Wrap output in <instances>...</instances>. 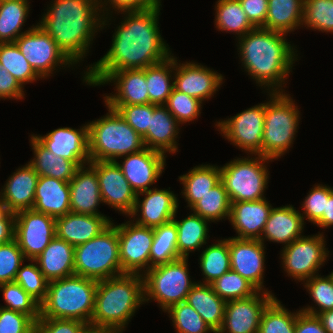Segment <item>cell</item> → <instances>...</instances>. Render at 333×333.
<instances>
[{"mask_svg": "<svg viewBox=\"0 0 333 333\" xmlns=\"http://www.w3.org/2000/svg\"><path fill=\"white\" fill-rule=\"evenodd\" d=\"M160 6L161 1L145 10L121 13L126 17L115 29L109 51L84 72L87 85L99 86L114 71L144 69L171 56L158 27Z\"/></svg>", "mask_w": 333, "mask_h": 333, "instance_id": "cell-1", "label": "cell"}, {"mask_svg": "<svg viewBox=\"0 0 333 333\" xmlns=\"http://www.w3.org/2000/svg\"><path fill=\"white\" fill-rule=\"evenodd\" d=\"M52 2L38 24L51 36L67 58L73 64H78L89 52L97 30L103 29L99 1L52 0Z\"/></svg>", "mask_w": 333, "mask_h": 333, "instance_id": "cell-2", "label": "cell"}, {"mask_svg": "<svg viewBox=\"0 0 333 333\" xmlns=\"http://www.w3.org/2000/svg\"><path fill=\"white\" fill-rule=\"evenodd\" d=\"M238 52L245 71L256 84L270 92H283L282 84L298 56L296 46L286 40V34L256 27L238 39ZM284 82V83H283ZM271 88V89H270Z\"/></svg>", "mask_w": 333, "mask_h": 333, "instance_id": "cell-3", "label": "cell"}, {"mask_svg": "<svg viewBox=\"0 0 333 333\" xmlns=\"http://www.w3.org/2000/svg\"><path fill=\"white\" fill-rule=\"evenodd\" d=\"M143 302V275L124 273L100 280L90 324L113 328L122 333Z\"/></svg>", "mask_w": 333, "mask_h": 333, "instance_id": "cell-4", "label": "cell"}, {"mask_svg": "<svg viewBox=\"0 0 333 333\" xmlns=\"http://www.w3.org/2000/svg\"><path fill=\"white\" fill-rule=\"evenodd\" d=\"M97 283L76 274L48 282L39 318L75 319L90 324Z\"/></svg>", "mask_w": 333, "mask_h": 333, "instance_id": "cell-5", "label": "cell"}, {"mask_svg": "<svg viewBox=\"0 0 333 333\" xmlns=\"http://www.w3.org/2000/svg\"><path fill=\"white\" fill-rule=\"evenodd\" d=\"M108 113L88 124L90 161H117V158L145 148L143 138L110 107Z\"/></svg>", "mask_w": 333, "mask_h": 333, "instance_id": "cell-6", "label": "cell"}, {"mask_svg": "<svg viewBox=\"0 0 333 333\" xmlns=\"http://www.w3.org/2000/svg\"><path fill=\"white\" fill-rule=\"evenodd\" d=\"M268 95L270 100L265 103L262 156L276 160L292 147L300 112L289 94L270 92Z\"/></svg>", "mask_w": 333, "mask_h": 333, "instance_id": "cell-7", "label": "cell"}, {"mask_svg": "<svg viewBox=\"0 0 333 333\" xmlns=\"http://www.w3.org/2000/svg\"><path fill=\"white\" fill-rule=\"evenodd\" d=\"M117 228L111 224L100 235L74 250L76 275L96 281L122 275Z\"/></svg>", "mask_w": 333, "mask_h": 333, "instance_id": "cell-8", "label": "cell"}, {"mask_svg": "<svg viewBox=\"0 0 333 333\" xmlns=\"http://www.w3.org/2000/svg\"><path fill=\"white\" fill-rule=\"evenodd\" d=\"M144 302L156 301L163 311L185 302L190 289L197 283L190 279L187 258L151 267L145 274Z\"/></svg>", "mask_w": 333, "mask_h": 333, "instance_id": "cell-9", "label": "cell"}, {"mask_svg": "<svg viewBox=\"0 0 333 333\" xmlns=\"http://www.w3.org/2000/svg\"><path fill=\"white\" fill-rule=\"evenodd\" d=\"M270 158L257 157L237 158L220 167L221 181L231 203L240 201H257L264 199L268 184V169L265 162Z\"/></svg>", "mask_w": 333, "mask_h": 333, "instance_id": "cell-10", "label": "cell"}, {"mask_svg": "<svg viewBox=\"0 0 333 333\" xmlns=\"http://www.w3.org/2000/svg\"><path fill=\"white\" fill-rule=\"evenodd\" d=\"M324 234L301 236L281 250L282 265L288 276L303 283L318 275L329 255Z\"/></svg>", "mask_w": 333, "mask_h": 333, "instance_id": "cell-11", "label": "cell"}, {"mask_svg": "<svg viewBox=\"0 0 333 333\" xmlns=\"http://www.w3.org/2000/svg\"><path fill=\"white\" fill-rule=\"evenodd\" d=\"M15 43L34 71L43 79L51 76L57 66H74L38 23L20 35Z\"/></svg>", "mask_w": 333, "mask_h": 333, "instance_id": "cell-12", "label": "cell"}, {"mask_svg": "<svg viewBox=\"0 0 333 333\" xmlns=\"http://www.w3.org/2000/svg\"><path fill=\"white\" fill-rule=\"evenodd\" d=\"M112 224L118 231L122 273L145 274L150 269L154 229L134 223V220L119 225Z\"/></svg>", "mask_w": 333, "mask_h": 333, "instance_id": "cell-13", "label": "cell"}, {"mask_svg": "<svg viewBox=\"0 0 333 333\" xmlns=\"http://www.w3.org/2000/svg\"><path fill=\"white\" fill-rule=\"evenodd\" d=\"M231 117L217 121L215 125L222 136L248 154L262 156L265 103L252 106Z\"/></svg>", "mask_w": 333, "mask_h": 333, "instance_id": "cell-14", "label": "cell"}, {"mask_svg": "<svg viewBox=\"0 0 333 333\" xmlns=\"http://www.w3.org/2000/svg\"><path fill=\"white\" fill-rule=\"evenodd\" d=\"M56 236V218L33 209L15 213V240L27 260H35Z\"/></svg>", "mask_w": 333, "mask_h": 333, "instance_id": "cell-15", "label": "cell"}, {"mask_svg": "<svg viewBox=\"0 0 333 333\" xmlns=\"http://www.w3.org/2000/svg\"><path fill=\"white\" fill-rule=\"evenodd\" d=\"M89 164L96 170L102 203L129 216L134 209L137 194L121 168L115 161H90Z\"/></svg>", "mask_w": 333, "mask_h": 333, "instance_id": "cell-16", "label": "cell"}, {"mask_svg": "<svg viewBox=\"0 0 333 333\" xmlns=\"http://www.w3.org/2000/svg\"><path fill=\"white\" fill-rule=\"evenodd\" d=\"M274 297L271 292L258 291L251 297L228 301L217 333H258L263 310Z\"/></svg>", "mask_w": 333, "mask_h": 333, "instance_id": "cell-17", "label": "cell"}, {"mask_svg": "<svg viewBox=\"0 0 333 333\" xmlns=\"http://www.w3.org/2000/svg\"><path fill=\"white\" fill-rule=\"evenodd\" d=\"M231 270L252 283L259 291L270 292L264 288V244L260 240L228 238Z\"/></svg>", "mask_w": 333, "mask_h": 333, "instance_id": "cell-18", "label": "cell"}, {"mask_svg": "<svg viewBox=\"0 0 333 333\" xmlns=\"http://www.w3.org/2000/svg\"><path fill=\"white\" fill-rule=\"evenodd\" d=\"M167 155L145 147L144 149L122 156L124 161H115L136 194L149 190L157 182L165 169Z\"/></svg>", "mask_w": 333, "mask_h": 333, "instance_id": "cell-19", "label": "cell"}, {"mask_svg": "<svg viewBox=\"0 0 333 333\" xmlns=\"http://www.w3.org/2000/svg\"><path fill=\"white\" fill-rule=\"evenodd\" d=\"M174 89L203 102L212 98L222 85L223 76L194 62L178 63L174 57Z\"/></svg>", "mask_w": 333, "mask_h": 333, "instance_id": "cell-20", "label": "cell"}, {"mask_svg": "<svg viewBox=\"0 0 333 333\" xmlns=\"http://www.w3.org/2000/svg\"><path fill=\"white\" fill-rule=\"evenodd\" d=\"M140 195H145L144 199L141 200ZM178 201L176 194L170 191V187L169 190L153 188L140 192L137 194L134 209L129 215L130 219L135 218L140 212L138 218L134 219V222L139 225L155 228L167 224L178 212Z\"/></svg>", "mask_w": 333, "mask_h": 333, "instance_id": "cell-21", "label": "cell"}, {"mask_svg": "<svg viewBox=\"0 0 333 333\" xmlns=\"http://www.w3.org/2000/svg\"><path fill=\"white\" fill-rule=\"evenodd\" d=\"M33 136L54 155L70 160L78 167L90 162L88 124L80 129L61 127L45 136Z\"/></svg>", "mask_w": 333, "mask_h": 333, "instance_id": "cell-22", "label": "cell"}, {"mask_svg": "<svg viewBox=\"0 0 333 333\" xmlns=\"http://www.w3.org/2000/svg\"><path fill=\"white\" fill-rule=\"evenodd\" d=\"M109 82H115L116 93L104 97L106 105L150 104L146 68L114 71L99 86Z\"/></svg>", "mask_w": 333, "mask_h": 333, "instance_id": "cell-23", "label": "cell"}, {"mask_svg": "<svg viewBox=\"0 0 333 333\" xmlns=\"http://www.w3.org/2000/svg\"><path fill=\"white\" fill-rule=\"evenodd\" d=\"M79 167L69 181L70 209L72 213L83 215H102L98 206L102 203L96 170L88 164Z\"/></svg>", "mask_w": 333, "mask_h": 333, "instance_id": "cell-24", "label": "cell"}, {"mask_svg": "<svg viewBox=\"0 0 333 333\" xmlns=\"http://www.w3.org/2000/svg\"><path fill=\"white\" fill-rule=\"evenodd\" d=\"M272 208L266 198L231 203L229 221L238 233L235 237L260 240Z\"/></svg>", "mask_w": 333, "mask_h": 333, "instance_id": "cell-25", "label": "cell"}, {"mask_svg": "<svg viewBox=\"0 0 333 333\" xmlns=\"http://www.w3.org/2000/svg\"><path fill=\"white\" fill-rule=\"evenodd\" d=\"M111 224L106 216L70 212L56 218V236L76 247L100 235Z\"/></svg>", "mask_w": 333, "mask_h": 333, "instance_id": "cell-26", "label": "cell"}, {"mask_svg": "<svg viewBox=\"0 0 333 333\" xmlns=\"http://www.w3.org/2000/svg\"><path fill=\"white\" fill-rule=\"evenodd\" d=\"M38 179L29 163L16 169L1 190L4 209L13 213L32 209Z\"/></svg>", "mask_w": 333, "mask_h": 333, "instance_id": "cell-27", "label": "cell"}, {"mask_svg": "<svg viewBox=\"0 0 333 333\" xmlns=\"http://www.w3.org/2000/svg\"><path fill=\"white\" fill-rule=\"evenodd\" d=\"M304 220L299 210L292 205L272 208L264 226L260 241L284 243V247L302 236Z\"/></svg>", "mask_w": 333, "mask_h": 333, "instance_id": "cell-28", "label": "cell"}, {"mask_svg": "<svg viewBox=\"0 0 333 333\" xmlns=\"http://www.w3.org/2000/svg\"><path fill=\"white\" fill-rule=\"evenodd\" d=\"M180 124L168 111L165 105L153 104V114L150 115V126L142 137L145 147L159 151L163 154L176 153Z\"/></svg>", "mask_w": 333, "mask_h": 333, "instance_id": "cell-29", "label": "cell"}, {"mask_svg": "<svg viewBox=\"0 0 333 333\" xmlns=\"http://www.w3.org/2000/svg\"><path fill=\"white\" fill-rule=\"evenodd\" d=\"M32 209L54 218L70 213L69 182L48 176H39Z\"/></svg>", "mask_w": 333, "mask_h": 333, "instance_id": "cell-30", "label": "cell"}, {"mask_svg": "<svg viewBox=\"0 0 333 333\" xmlns=\"http://www.w3.org/2000/svg\"><path fill=\"white\" fill-rule=\"evenodd\" d=\"M74 250V246L55 236L35 259L48 282L75 274Z\"/></svg>", "mask_w": 333, "mask_h": 333, "instance_id": "cell-31", "label": "cell"}, {"mask_svg": "<svg viewBox=\"0 0 333 333\" xmlns=\"http://www.w3.org/2000/svg\"><path fill=\"white\" fill-rule=\"evenodd\" d=\"M186 302L191 305L209 327L217 333L222 326L226 301L220 298L211 284L196 283L187 295Z\"/></svg>", "mask_w": 333, "mask_h": 333, "instance_id": "cell-32", "label": "cell"}, {"mask_svg": "<svg viewBox=\"0 0 333 333\" xmlns=\"http://www.w3.org/2000/svg\"><path fill=\"white\" fill-rule=\"evenodd\" d=\"M30 143L34 157L28 162L39 176H48L69 182L79 168L74 162L54 155L33 135Z\"/></svg>", "mask_w": 333, "mask_h": 333, "instance_id": "cell-33", "label": "cell"}, {"mask_svg": "<svg viewBox=\"0 0 333 333\" xmlns=\"http://www.w3.org/2000/svg\"><path fill=\"white\" fill-rule=\"evenodd\" d=\"M304 0H268V13L262 28L284 34L302 27Z\"/></svg>", "mask_w": 333, "mask_h": 333, "instance_id": "cell-34", "label": "cell"}, {"mask_svg": "<svg viewBox=\"0 0 333 333\" xmlns=\"http://www.w3.org/2000/svg\"><path fill=\"white\" fill-rule=\"evenodd\" d=\"M179 181L183 185L181 193L188 202L187 207L191 208L221 181L220 167L208 164L195 166L188 173L180 176Z\"/></svg>", "mask_w": 333, "mask_h": 333, "instance_id": "cell-35", "label": "cell"}, {"mask_svg": "<svg viewBox=\"0 0 333 333\" xmlns=\"http://www.w3.org/2000/svg\"><path fill=\"white\" fill-rule=\"evenodd\" d=\"M176 215L172 221L177 227V251L180 258L188 259L190 252L199 250L207 243L209 221L195 213L178 221Z\"/></svg>", "mask_w": 333, "mask_h": 333, "instance_id": "cell-36", "label": "cell"}, {"mask_svg": "<svg viewBox=\"0 0 333 333\" xmlns=\"http://www.w3.org/2000/svg\"><path fill=\"white\" fill-rule=\"evenodd\" d=\"M28 0H0V43L15 42L22 35L29 13Z\"/></svg>", "mask_w": 333, "mask_h": 333, "instance_id": "cell-37", "label": "cell"}, {"mask_svg": "<svg viewBox=\"0 0 333 333\" xmlns=\"http://www.w3.org/2000/svg\"><path fill=\"white\" fill-rule=\"evenodd\" d=\"M174 56L146 68V82L151 104L165 105L174 88ZM173 77V78H172ZM171 80V81H170Z\"/></svg>", "mask_w": 333, "mask_h": 333, "instance_id": "cell-38", "label": "cell"}, {"mask_svg": "<svg viewBox=\"0 0 333 333\" xmlns=\"http://www.w3.org/2000/svg\"><path fill=\"white\" fill-rule=\"evenodd\" d=\"M215 10V25L219 31L233 32L239 39L255 28L239 0H217Z\"/></svg>", "mask_w": 333, "mask_h": 333, "instance_id": "cell-39", "label": "cell"}, {"mask_svg": "<svg viewBox=\"0 0 333 333\" xmlns=\"http://www.w3.org/2000/svg\"><path fill=\"white\" fill-rule=\"evenodd\" d=\"M199 259L205 278L203 284H211L231 269L228 239L218 240L217 243L207 246Z\"/></svg>", "mask_w": 333, "mask_h": 333, "instance_id": "cell-40", "label": "cell"}, {"mask_svg": "<svg viewBox=\"0 0 333 333\" xmlns=\"http://www.w3.org/2000/svg\"><path fill=\"white\" fill-rule=\"evenodd\" d=\"M230 208L231 202L227 191L225 190L222 181H220L190 209L193 213L199 215L205 220L215 222L224 218L226 219V217L229 220Z\"/></svg>", "mask_w": 333, "mask_h": 333, "instance_id": "cell-41", "label": "cell"}, {"mask_svg": "<svg viewBox=\"0 0 333 333\" xmlns=\"http://www.w3.org/2000/svg\"><path fill=\"white\" fill-rule=\"evenodd\" d=\"M150 252V268L180 259L177 251V227L173 221L155 227Z\"/></svg>", "mask_w": 333, "mask_h": 333, "instance_id": "cell-42", "label": "cell"}, {"mask_svg": "<svg viewBox=\"0 0 333 333\" xmlns=\"http://www.w3.org/2000/svg\"><path fill=\"white\" fill-rule=\"evenodd\" d=\"M297 312L288 311L274 297L264 308L258 333H295Z\"/></svg>", "mask_w": 333, "mask_h": 333, "instance_id": "cell-43", "label": "cell"}, {"mask_svg": "<svg viewBox=\"0 0 333 333\" xmlns=\"http://www.w3.org/2000/svg\"><path fill=\"white\" fill-rule=\"evenodd\" d=\"M0 63L24 87L41 77L34 71L15 42L0 43Z\"/></svg>", "mask_w": 333, "mask_h": 333, "instance_id": "cell-44", "label": "cell"}, {"mask_svg": "<svg viewBox=\"0 0 333 333\" xmlns=\"http://www.w3.org/2000/svg\"><path fill=\"white\" fill-rule=\"evenodd\" d=\"M214 292L228 302L255 295L259 290L237 272L229 270L211 283Z\"/></svg>", "mask_w": 333, "mask_h": 333, "instance_id": "cell-45", "label": "cell"}, {"mask_svg": "<svg viewBox=\"0 0 333 333\" xmlns=\"http://www.w3.org/2000/svg\"><path fill=\"white\" fill-rule=\"evenodd\" d=\"M164 312H168L177 333H215L186 301L176 303Z\"/></svg>", "mask_w": 333, "mask_h": 333, "instance_id": "cell-46", "label": "cell"}, {"mask_svg": "<svg viewBox=\"0 0 333 333\" xmlns=\"http://www.w3.org/2000/svg\"><path fill=\"white\" fill-rule=\"evenodd\" d=\"M320 276L319 274L315 275L304 283V287L306 290L308 289L307 291L314 303L318 305V308L308 305L300 309V311L317 316L322 312L333 309V279L330 275L326 277Z\"/></svg>", "mask_w": 333, "mask_h": 333, "instance_id": "cell-47", "label": "cell"}, {"mask_svg": "<svg viewBox=\"0 0 333 333\" xmlns=\"http://www.w3.org/2000/svg\"><path fill=\"white\" fill-rule=\"evenodd\" d=\"M304 25L333 33V0H304L302 27Z\"/></svg>", "mask_w": 333, "mask_h": 333, "instance_id": "cell-48", "label": "cell"}, {"mask_svg": "<svg viewBox=\"0 0 333 333\" xmlns=\"http://www.w3.org/2000/svg\"><path fill=\"white\" fill-rule=\"evenodd\" d=\"M6 303L3 308L22 312L29 315L35 322L40 317V304L31 297L18 283L8 282L0 284Z\"/></svg>", "mask_w": 333, "mask_h": 333, "instance_id": "cell-49", "label": "cell"}, {"mask_svg": "<svg viewBox=\"0 0 333 333\" xmlns=\"http://www.w3.org/2000/svg\"><path fill=\"white\" fill-rule=\"evenodd\" d=\"M28 265H21L15 282L18 283L31 297L41 304L47 295L48 281L45 279L35 260ZM34 263V264H33Z\"/></svg>", "mask_w": 333, "mask_h": 333, "instance_id": "cell-50", "label": "cell"}, {"mask_svg": "<svg viewBox=\"0 0 333 333\" xmlns=\"http://www.w3.org/2000/svg\"><path fill=\"white\" fill-rule=\"evenodd\" d=\"M201 104L202 102L199 99L173 88L165 106L176 118V121L183 124L194 121L201 114Z\"/></svg>", "mask_w": 333, "mask_h": 333, "instance_id": "cell-51", "label": "cell"}, {"mask_svg": "<svg viewBox=\"0 0 333 333\" xmlns=\"http://www.w3.org/2000/svg\"><path fill=\"white\" fill-rule=\"evenodd\" d=\"M25 260L27 259L15 239L0 245V284L14 282Z\"/></svg>", "mask_w": 333, "mask_h": 333, "instance_id": "cell-52", "label": "cell"}, {"mask_svg": "<svg viewBox=\"0 0 333 333\" xmlns=\"http://www.w3.org/2000/svg\"><path fill=\"white\" fill-rule=\"evenodd\" d=\"M106 106L116 110L141 137L147 133L150 126V115L153 114V104Z\"/></svg>", "mask_w": 333, "mask_h": 333, "instance_id": "cell-53", "label": "cell"}, {"mask_svg": "<svg viewBox=\"0 0 333 333\" xmlns=\"http://www.w3.org/2000/svg\"><path fill=\"white\" fill-rule=\"evenodd\" d=\"M328 198L329 186L318 184L313 187L302 202L301 209H303V213L301 215L303 220L306 219L315 224L323 216V213H325Z\"/></svg>", "mask_w": 333, "mask_h": 333, "instance_id": "cell-54", "label": "cell"}, {"mask_svg": "<svg viewBox=\"0 0 333 333\" xmlns=\"http://www.w3.org/2000/svg\"><path fill=\"white\" fill-rule=\"evenodd\" d=\"M34 326L29 315L0 306V333H34Z\"/></svg>", "mask_w": 333, "mask_h": 333, "instance_id": "cell-55", "label": "cell"}, {"mask_svg": "<svg viewBox=\"0 0 333 333\" xmlns=\"http://www.w3.org/2000/svg\"><path fill=\"white\" fill-rule=\"evenodd\" d=\"M85 325L75 319L38 318L34 333H79Z\"/></svg>", "mask_w": 333, "mask_h": 333, "instance_id": "cell-56", "label": "cell"}, {"mask_svg": "<svg viewBox=\"0 0 333 333\" xmlns=\"http://www.w3.org/2000/svg\"><path fill=\"white\" fill-rule=\"evenodd\" d=\"M98 1H99L98 3L100 7V13L103 12L101 16L103 17L102 28H104V26L107 25L106 22L108 23L109 22L108 20H110L108 19L109 18L108 15L110 13L107 11L108 10L110 11L111 7H113L114 10L116 9L115 11L118 10L117 11L118 13L124 11H141L153 7L154 5L158 4L161 0H104V2L103 0H98ZM108 3L110 4L109 6L112 5L111 7L108 6L109 9L106 8Z\"/></svg>", "mask_w": 333, "mask_h": 333, "instance_id": "cell-57", "label": "cell"}, {"mask_svg": "<svg viewBox=\"0 0 333 333\" xmlns=\"http://www.w3.org/2000/svg\"><path fill=\"white\" fill-rule=\"evenodd\" d=\"M239 1L250 23L255 28L263 27L268 13V0Z\"/></svg>", "mask_w": 333, "mask_h": 333, "instance_id": "cell-58", "label": "cell"}, {"mask_svg": "<svg viewBox=\"0 0 333 333\" xmlns=\"http://www.w3.org/2000/svg\"><path fill=\"white\" fill-rule=\"evenodd\" d=\"M24 87L0 63V99H22Z\"/></svg>", "mask_w": 333, "mask_h": 333, "instance_id": "cell-59", "label": "cell"}, {"mask_svg": "<svg viewBox=\"0 0 333 333\" xmlns=\"http://www.w3.org/2000/svg\"><path fill=\"white\" fill-rule=\"evenodd\" d=\"M295 333H327L318 316L298 311Z\"/></svg>", "mask_w": 333, "mask_h": 333, "instance_id": "cell-60", "label": "cell"}, {"mask_svg": "<svg viewBox=\"0 0 333 333\" xmlns=\"http://www.w3.org/2000/svg\"><path fill=\"white\" fill-rule=\"evenodd\" d=\"M15 239V213L4 209L0 212V245Z\"/></svg>", "mask_w": 333, "mask_h": 333, "instance_id": "cell-61", "label": "cell"}, {"mask_svg": "<svg viewBox=\"0 0 333 333\" xmlns=\"http://www.w3.org/2000/svg\"><path fill=\"white\" fill-rule=\"evenodd\" d=\"M320 228H327L333 226V188L329 187V198L326 201L325 213L315 223Z\"/></svg>", "mask_w": 333, "mask_h": 333, "instance_id": "cell-62", "label": "cell"}, {"mask_svg": "<svg viewBox=\"0 0 333 333\" xmlns=\"http://www.w3.org/2000/svg\"><path fill=\"white\" fill-rule=\"evenodd\" d=\"M327 333H333V309L317 315Z\"/></svg>", "mask_w": 333, "mask_h": 333, "instance_id": "cell-63", "label": "cell"}, {"mask_svg": "<svg viewBox=\"0 0 333 333\" xmlns=\"http://www.w3.org/2000/svg\"><path fill=\"white\" fill-rule=\"evenodd\" d=\"M79 333H121L116 329L86 324Z\"/></svg>", "mask_w": 333, "mask_h": 333, "instance_id": "cell-64", "label": "cell"}, {"mask_svg": "<svg viewBox=\"0 0 333 333\" xmlns=\"http://www.w3.org/2000/svg\"><path fill=\"white\" fill-rule=\"evenodd\" d=\"M4 210V205L2 201V192H0V212Z\"/></svg>", "mask_w": 333, "mask_h": 333, "instance_id": "cell-65", "label": "cell"}]
</instances>
